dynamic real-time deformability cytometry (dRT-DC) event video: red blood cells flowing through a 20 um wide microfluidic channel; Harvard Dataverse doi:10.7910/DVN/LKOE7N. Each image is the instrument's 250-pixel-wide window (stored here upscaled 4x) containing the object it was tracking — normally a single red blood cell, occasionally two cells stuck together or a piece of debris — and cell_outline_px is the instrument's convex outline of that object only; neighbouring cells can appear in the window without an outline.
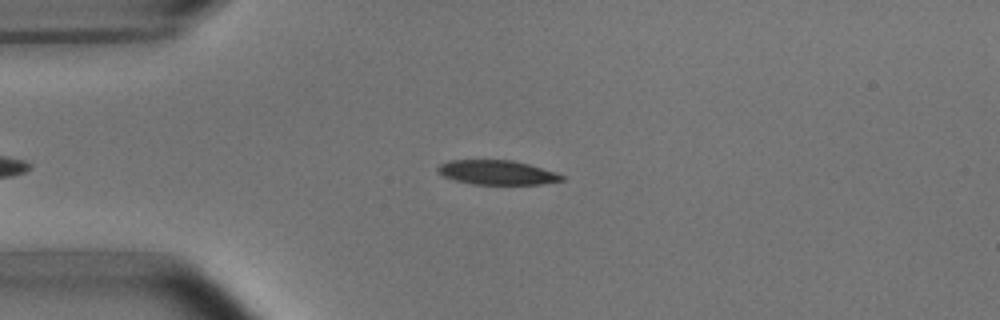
{"species": "common noctule bat (a hibernating species)", "species_latin": "Nyctalus noctula", "temperature_condition": "room temperature", "stored_images_in_passage": 2, "camera_frame_rate_fps": 3000, "um_per_image_px": 0.085, "animal": {"sex": "male", "body_mass_g": 15.6}, "frame": {"image": 1, "passage_image": 1, "time_ms": 0.0, "image_size_px": [1000, 320], "cell_outline_px": [[564, 180], [540, 184], [472, 184], [456, 180], [444, 176], [436, 172], [436, 168], [440, 164], [448, 160], [512, 160], [528, 164], [556, 172], [564, 176]], "centroid_in_image_um": [42.22, 14.65], "position_along_channel_um": 42.8, "area_um2": 17.57}}